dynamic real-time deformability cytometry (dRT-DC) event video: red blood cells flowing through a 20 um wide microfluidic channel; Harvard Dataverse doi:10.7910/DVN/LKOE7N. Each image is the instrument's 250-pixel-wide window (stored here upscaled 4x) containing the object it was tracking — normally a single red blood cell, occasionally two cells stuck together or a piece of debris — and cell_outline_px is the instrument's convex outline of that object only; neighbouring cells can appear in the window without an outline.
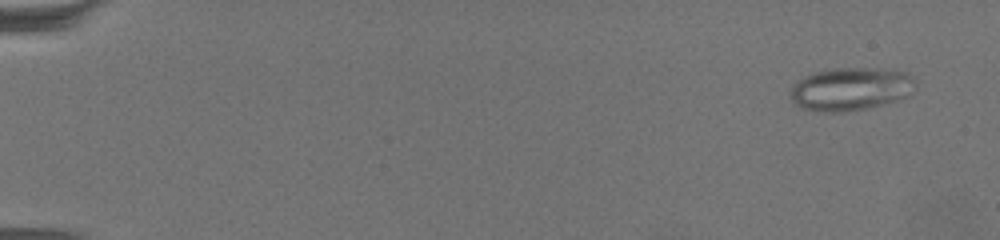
{"species": "common noctule bat (a hibernating species)", "species_latin": "Nyctalus noctula", "temperature_condition": "warm", "stored_images_in_passage": 65, "camera_frame_rate_fps": 3000, "um_per_image_px": 0.085, "animal": {"sex": "female", "body_mass_g": 19.5, "forearm_length_mm": 54.1}, "frame": {"image": 1, "passage_image": 3, "time_ms": 0.667, "image_size_px": [1000, 240], "cell_outline_px": [[912, 80], [904, 96], [896, 100], [864, 108], [840, 112], [828, 112], [804, 108], [796, 104], [792, 100], [792, 88], [804, 76], [816, 72], [836, 68], [876, 68], [904, 72]], "centroid_in_image_um": [72.21, 7.55], "position_along_channel_um": 12.8, "area_um2": 29.88}}
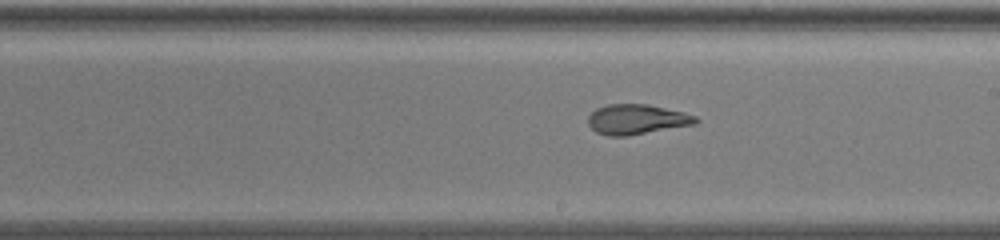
{"frame": {"image": 2, "passage_image": 39, "time_ms": 12.667, "image_size_px": [1000, 240], "cell_outline_px": [[700, 120], [696, 124], [628, 136], [608, 136], [596, 132], [588, 124], [588, 116], [596, 108], [608, 104], [648, 104], [684, 112], [696, 116]], "centroid_in_image_um": [54.13, 10.15], "position_along_channel_um": 234.9, "area_um2": 18.96}}
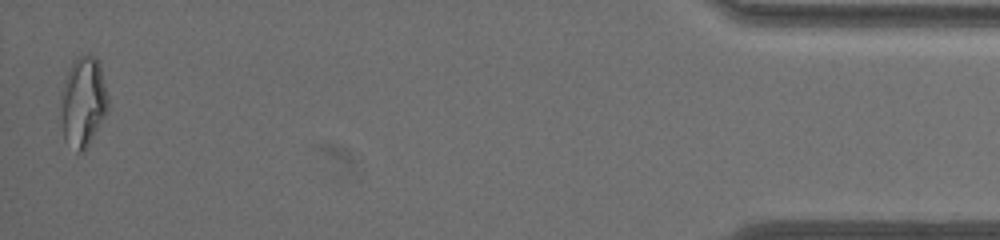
{"frame": {"image": 3, "passage_image": 64, "time_ms": 21.0, "image_size_px": [1000, 240], "cell_outline_px": [[108, 108], [104, 116], [84, 152], [76, 152], [64, 140], [60, 100], [64, 84], [68, 72], [76, 56], [88, 52], [100, 60], [108, 96]], "centroid_in_image_um": [7.08, 8.61], "position_along_channel_um": 428.1, "area_um2": 24.85}, "authors_computed_cell_mechanics": {"area_um2": 21.5016, "velocity_mm_per_s": 3.2693, "shape_relaxation_time_tau1_ms": null, "shape_relaxation_time_tau2_ms": 1.7362, "deformation_change_tau1": null, "deformation_change_tau2": 0.0933}}